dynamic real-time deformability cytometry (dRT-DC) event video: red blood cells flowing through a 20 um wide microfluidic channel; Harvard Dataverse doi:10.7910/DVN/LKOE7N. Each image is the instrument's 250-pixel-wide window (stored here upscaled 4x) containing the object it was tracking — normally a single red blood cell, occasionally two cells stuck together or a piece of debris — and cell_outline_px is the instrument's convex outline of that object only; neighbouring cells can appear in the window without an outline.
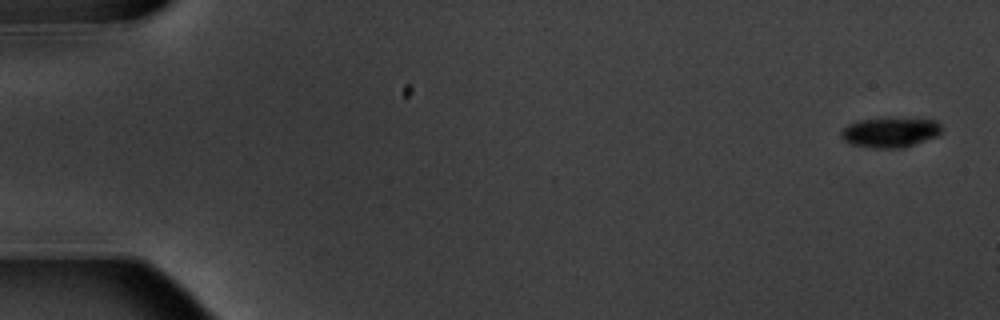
{"species": "common noctule bat (a hibernating species)", "species_latin": "Nyctalus noctula", "temperature_condition": "warm", "stored_images_in_passage": 3, "camera_frame_rate_fps": 3000, "um_per_image_px": 0.085, "animal": {"sex": "male", "body_mass_g": 20.1, "forearm_length_mm": 53.5}, "frame": {"image": 1, "passage_image": 1, "time_ms": 0.0, "image_size_px": [1000, 320], "cell_outline_px": [[940, 132], [936, 136], [904, 148], [872, 148], [852, 144], [844, 140], [840, 136], [840, 132], [848, 124], [860, 120], [888, 116], [936, 120], [940, 124]], "centroid_in_image_um": [75.65, 11.22], "position_along_channel_um": 9.4, "area_um2": 17.92}}